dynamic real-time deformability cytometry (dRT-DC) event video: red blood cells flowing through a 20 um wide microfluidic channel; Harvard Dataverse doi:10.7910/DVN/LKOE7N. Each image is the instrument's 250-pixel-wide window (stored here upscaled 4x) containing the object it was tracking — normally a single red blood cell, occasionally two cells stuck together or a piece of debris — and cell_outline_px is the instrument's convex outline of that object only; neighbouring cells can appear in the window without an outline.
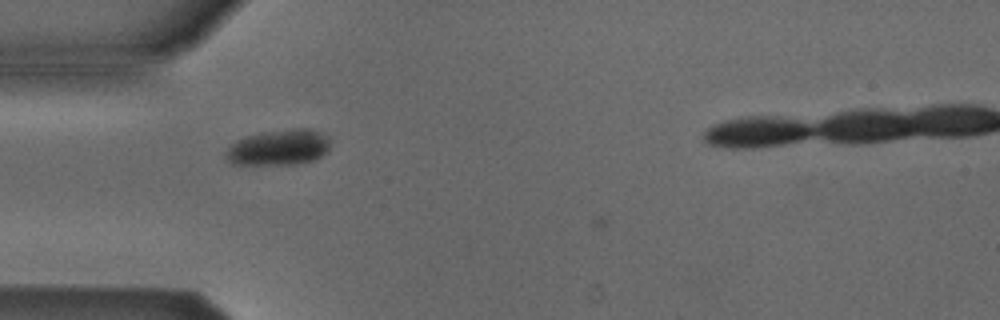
{"species": "Egyptian fruit bat (a non-hibernating species)", "species_latin": "Rousettus aegyptiacus", "temperature_condition": "cold", "stored_images_in_passage": 4, "camera_frame_rate_fps": 3000, "um_per_image_px": 0.085, "animal": {"sex": "male"}, "frame": {"image": 1, "passage_image": 3, "time_ms": 0.667, "image_size_px": [1000, 320], "cell_outline_px": [[328, 152], [312, 160], [292, 164], [232, 164], [224, 156], [224, 152], [236, 140], [260, 132], [300, 128], [324, 132], [328, 136]], "centroid_in_image_um": [23.67, 12.53], "position_along_channel_um": 61.3, "area_um2": 21.56}}